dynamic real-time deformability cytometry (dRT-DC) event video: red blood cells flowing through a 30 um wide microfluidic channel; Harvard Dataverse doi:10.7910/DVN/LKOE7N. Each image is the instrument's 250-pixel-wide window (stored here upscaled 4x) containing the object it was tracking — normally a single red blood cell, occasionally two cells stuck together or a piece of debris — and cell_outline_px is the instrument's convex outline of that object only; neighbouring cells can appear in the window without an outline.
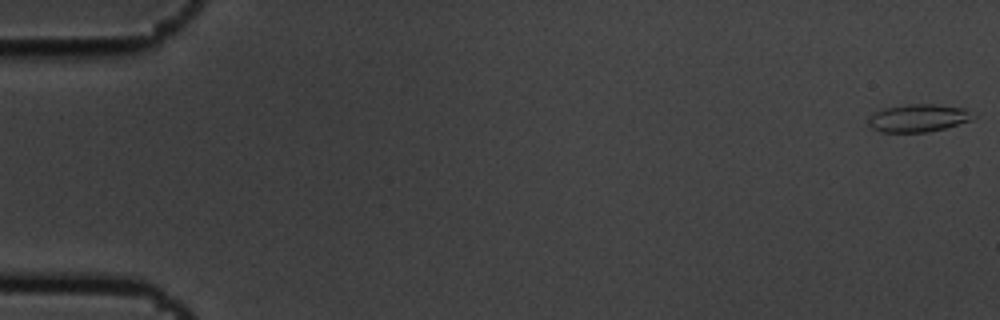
{"species": "common noctule bat (a hibernating species)", "species_latin": "Nyctalus noctula", "temperature_condition": "cold", "stored_images_in_passage": 9, "camera_frame_rate_fps": 3000, "um_per_image_px": 0.085, "animal": {"sex": "male", "body_mass_g": 19.5, "forearm_length_mm": 54.6}, "frame": {"image": 1, "passage_image": 1, "time_ms": 0.0, "image_size_px": [1000, 320], "cell_outline_px": [[976, 116], [972, 120], [944, 128], [928, 132], [880, 132], [872, 128], [868, 124], [868, 116], [872, 112], [884, 108], [908, 104], [936, 104], [964, 108]], "centroid_in_image_um": [78.02, 10.03], "position_along_channel_um": 7.0, "area_um2": 17.05}}
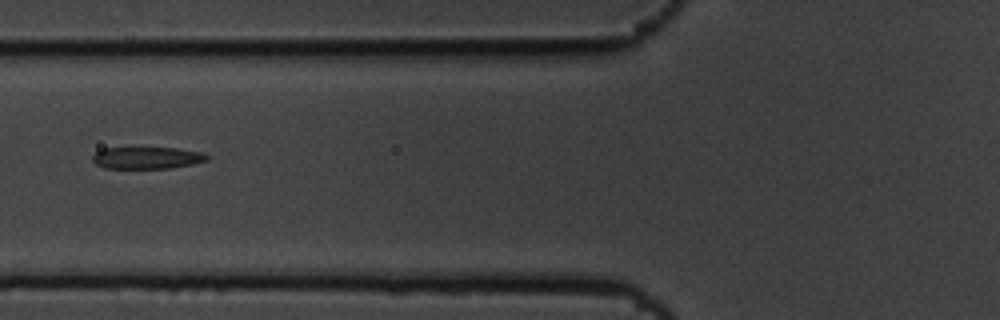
{"frame": {"image": 2, "passage_image": 7, "time_ms": 2.0, "image_size_px": [1000, 320], "cell_outline_px": [[208, 160], [192, 164], [172, 168], [104, 168], [96, 164], [92, 160], [92, 156], [96, 152], [104, 148], [176, 148], [200, 152], [208, 156]], "centroid_in_image_um": [12.47, 13.42], "position_along_channel_um": 113.3, "area_um2": 14.51}}
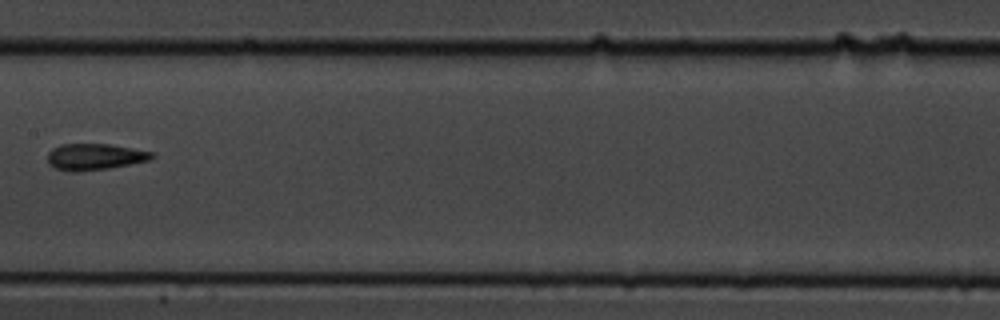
{"frame": {"image": 3, "passage_image": 9, "time_ms": 2.667, "image_size_px": [1000, 320], "cell_outline_px": [[156, 156], [148, 160], [108, 168], [76, 172], [72, 172], [56, 168], [48, 164], [48, 152], [52, 148], [60, 144], [112, 144], [152, 152]], "centroid_in_image_um": [8.02, 13.32], "position_along_channel_um": 199.4, "area_um2": 15.95}}